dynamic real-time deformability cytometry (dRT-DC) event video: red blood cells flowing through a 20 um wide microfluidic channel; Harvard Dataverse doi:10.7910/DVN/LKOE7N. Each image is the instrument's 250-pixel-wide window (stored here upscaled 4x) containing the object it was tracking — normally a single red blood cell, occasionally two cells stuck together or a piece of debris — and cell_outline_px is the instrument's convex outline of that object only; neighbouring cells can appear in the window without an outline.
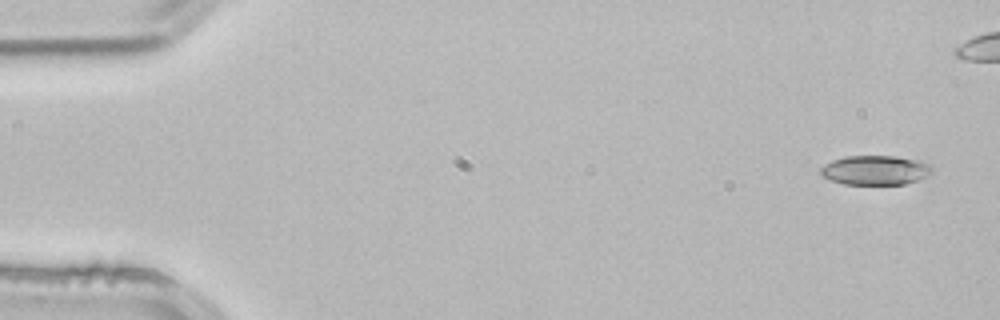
{"species": "common noctule bat (a hibernating species)", "species_latin": "Nyctalus noctula", "temperature_condition": "room temperature", "stored_images_in_passage": 3, "camera_frame_rate_fps": 3000, "um_per_image_px": 0.085, "animal": {"sex": "male", "body_mass_g": 21.5, "forearm_length_mm": 52.0}, "frame": {"image": 1, "passage_image": 1, "time_ms": 0.0, "image_size_px": [1000, 320], "cell_outline_px": [[932, 172], [920, 180], [904, 184], [844, 184], [820, 176], [820, 168], [832, 160], [844, 156], [896, 156], [924, 160], [932, 164]], "centroid_in_image_um": [74.45, 14.45], "position_along_channel_um": 10.6, "area_um2": 19.42}}